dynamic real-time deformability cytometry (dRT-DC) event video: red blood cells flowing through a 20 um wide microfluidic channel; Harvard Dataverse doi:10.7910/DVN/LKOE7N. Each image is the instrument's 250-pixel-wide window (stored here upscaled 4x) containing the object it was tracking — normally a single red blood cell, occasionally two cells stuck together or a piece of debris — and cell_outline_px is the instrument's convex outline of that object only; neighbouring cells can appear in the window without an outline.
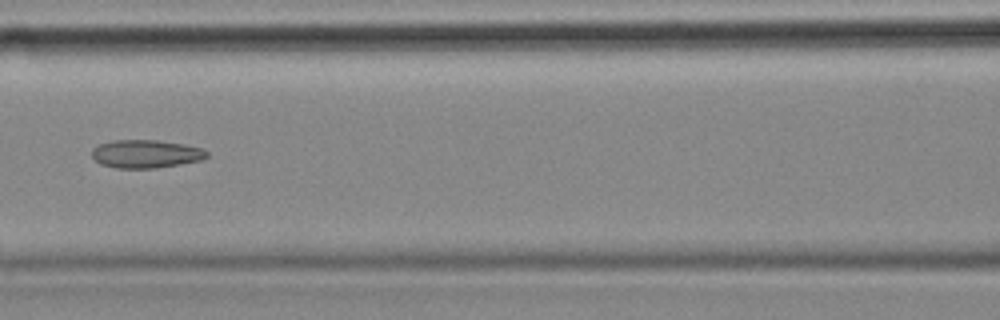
{"species": "common noctule bat (a hibernating species)", "species_latin": "Nyctalus noctula", "temperature_condition": "cold", "stored_images_in_passage": 8, "camera_frame_rate_fps": 3000, "um_per_image_px": 0.085, "animal": {"sex": "female", "body_mass_g": 18.4}, "frame": {"image": 1, "passage_image": 7, "time_ms": 2.0, "image_size_px": [1000, 320], "cell_outline_px": [[208, 156], [200, 160], [180, 164], [152, 168], [116, 168], [100, 164], [92, 156], [92, 148], [100, 144], [112, 140], [156, 140], [184, 144], [204, 148], [208, 152]], "centroid_in_image_um": [12.4, 13.07], "position_along_channel_um": 154.2, "area_um2": 18.84}}
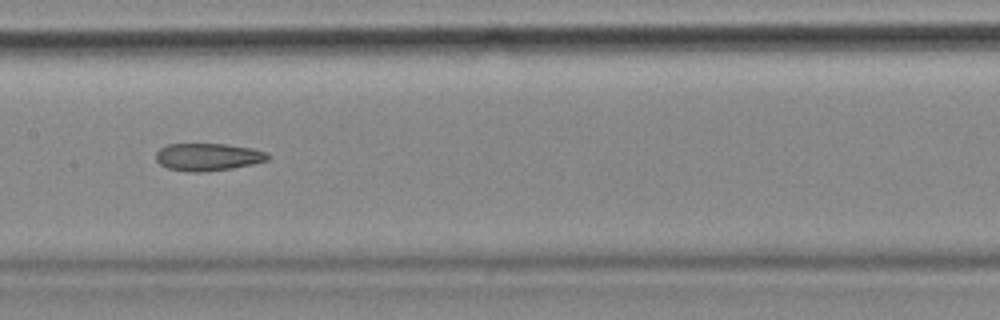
{"frame": {"image": 2, "passage_image": 8, "time_ms": 2.333, "image_size_px": [1000, 320], "cell_outline_px": [[268, 160], [252, 164], [232, 168], [204, 172], [188, 172], [168, 168], [160, 164], [156, 160], [156, 152], [160, 148], [168, 144], [228, 144], [252, 148], [268, 152]], "centroid_in_image_um": [17.67, 13.34], "position_along_channel_um": 189.7, "area_um2": 17.98}}